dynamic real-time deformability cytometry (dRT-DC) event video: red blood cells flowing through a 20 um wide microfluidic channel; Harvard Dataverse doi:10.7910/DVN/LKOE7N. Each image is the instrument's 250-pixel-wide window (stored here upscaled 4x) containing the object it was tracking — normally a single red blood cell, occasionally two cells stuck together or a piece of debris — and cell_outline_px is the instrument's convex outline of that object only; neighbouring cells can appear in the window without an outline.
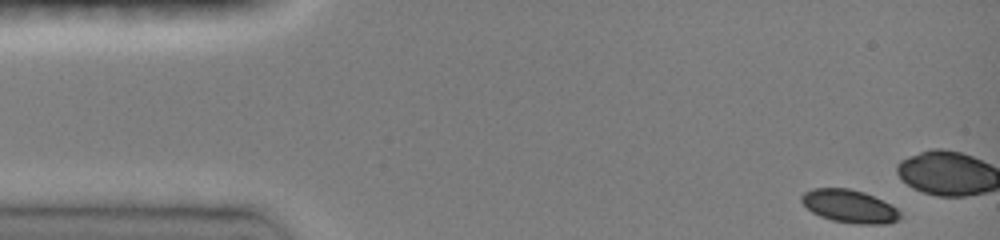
{"species": "common noctule bat (a hibernating species)", "species_latin": "Nyctalus noctula", "temperature_condition": "room temperature", "stored_images_in_passage": 12, "camera_frame_rate_fps": 3000, "um_per_image_px": 0.085, "animal": {"sex": "female", "body_mass_g": 19.0, "forearm_length_mm": 51.5}, "frame": {"image": 1, "passage_image": 1, "time_ms": 0.0, "image_size_px": [1000, 240], "cell_outline_px": [[900, 220], [888, 224], [860, 224], [832, 220], [820, 216], [812, 212], [800, 200], [800, 196], [804, 192], [812, 188], [848, 188], [864, 192], [892, 204], [900, 212]], "centroid_in_image_um": [72.22, 17.53], "position_along_channel_um": 12.8, "area_um2": 19.07}}